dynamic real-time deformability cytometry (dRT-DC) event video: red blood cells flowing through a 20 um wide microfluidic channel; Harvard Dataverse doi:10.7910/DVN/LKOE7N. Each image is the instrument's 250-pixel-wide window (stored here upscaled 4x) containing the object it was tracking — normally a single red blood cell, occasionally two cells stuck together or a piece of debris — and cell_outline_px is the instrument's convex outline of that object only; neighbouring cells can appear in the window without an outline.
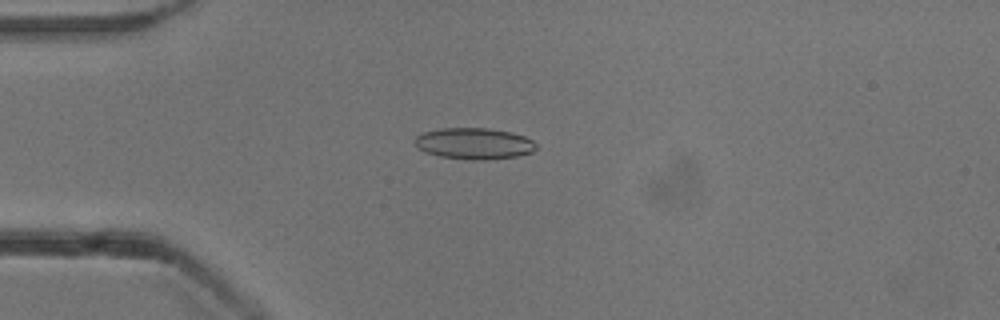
{"species": "common noctule bat (a hibernating species)", "species_latin": "Nyctalus noctula", "temperature_condition": "cold", "stored_images_in_passage": 52, "camera_frame_rate_fps": 3000, "um_per_image_px": 0.085, "animal": {"sex": "male", "body_mass_g": 13.3}, "frame": {"image": 1, "passage_image": 13, "time_ms": 4.0, "image_size_px": [1000, 320], "cell_outline_px": [[536, 148], [532, 152], [516, 156], [484, 160], [472, 160], [440, 156], [428, 152], [420, 148], [412, 140], [416, 136], [424, 132], [440, 128], [488, 128], [512, 132], [524, 136], [532, 140], [536, 144]], "centroid_in_image_um": [40.31, 12.19], "position_along_channel_um": 44.7, "area_um2": 22.02}}
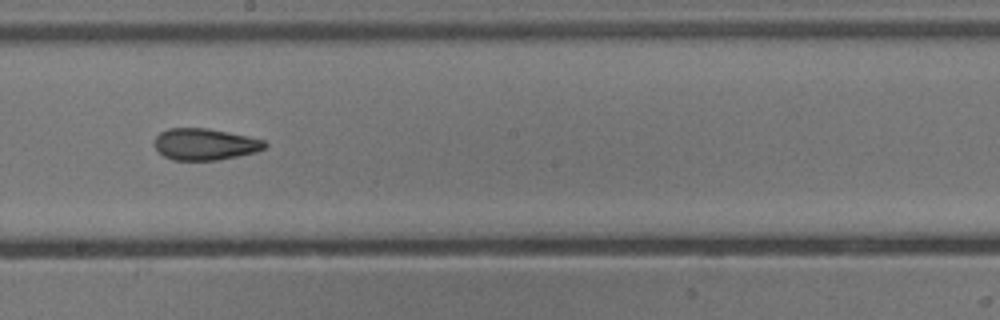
{"frame": {"image": 2, "passage_image": 29, "time_ms": 9.333, "image_size_px": [1000, 320], "cell_outline_px": [[268, 144], [264, 148], [256, 152], [220, 160], [172, 160], [164, 156], [156, 148], [156, 136], [160, 132], [168, 128], [208, 128], [248, 136], [264, 140]], "centroid_in_image_um": [17.44, 12.26], "position_along_channel_um": 230.8, "area_um2": 20.29}}
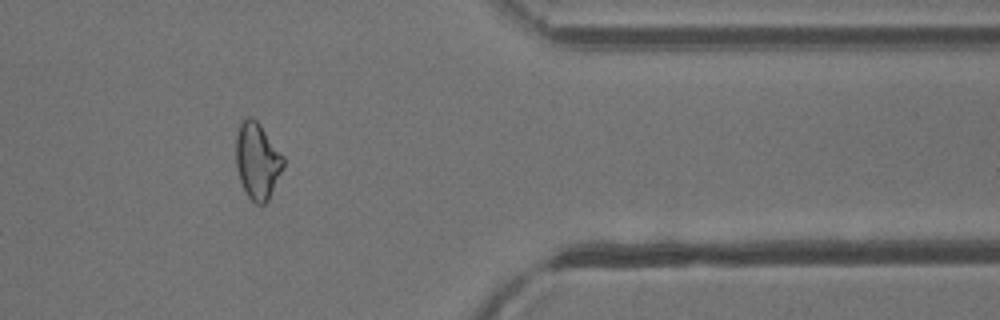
{"frame": {"image": 3, "passage_image": 43, "time_ms": 14.0, "image_size_px": [1000, 320], "cell_outline_px": [[284, 164], [268, 200], [264, 204], [256, 204], [248, 196], [240, 180], [236, 164], [236, 136], [240, 124], [248, 116], [252, 116], [260, 124], [284, 156]], "centroid_in_image_um": [21.87, 13.65], "position_along_channel_um": 389.5, "area_um2": 20.81}, "authors_computed_cell_mechanics": {"area_um2": 21.386, "velocity_mm_per_s": 3.8419, "shape_relaxation_time_tau1_ms": null, "shape_relaxation_time_tau2_ms": 2.9396, "deformation_change_tau1": null, "deformation_change_tau2": 0.102}}